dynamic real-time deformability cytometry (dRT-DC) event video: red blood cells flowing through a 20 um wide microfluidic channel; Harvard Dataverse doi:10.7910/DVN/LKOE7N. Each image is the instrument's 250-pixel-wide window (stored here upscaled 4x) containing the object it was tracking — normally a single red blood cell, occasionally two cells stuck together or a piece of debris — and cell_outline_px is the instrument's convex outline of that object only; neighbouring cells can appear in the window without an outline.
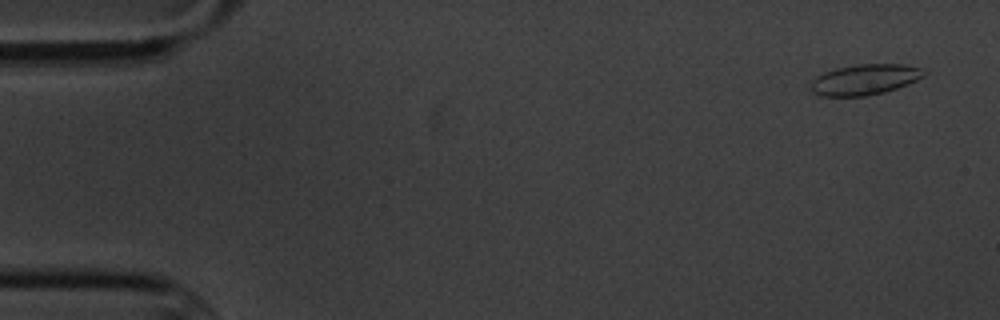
{"species": "common noctule bat (a hibernating species)", "species_latin": "Nyctalus noctula", "temperature_condition": "cold", "stored_images_in_passage": 7, "camera_frame_rate_fps": 3000, "um_per_image_px": 0.085, "animal": {"sex": "male", "body_mass_g": 20.1, "forearm_length_mm": 53.5}, "frame": {"image": 1, "passage_image": 7, "time_ms": 8.0, "image_size_px": [1000, 320], "cell_outline_px": [[928, 72], [924, 76], [908, 84], [884, 92], [864, 96], [820, 96], [812, 92], [812, 80], [816, 76], [824, 72], [836, 68], [856, 64], [904, 64], [920, 68]], "centroid_in_image_um": [73.51, 6.75], "position_along_channel_um": 11.5, "area_um2": 20.17}}